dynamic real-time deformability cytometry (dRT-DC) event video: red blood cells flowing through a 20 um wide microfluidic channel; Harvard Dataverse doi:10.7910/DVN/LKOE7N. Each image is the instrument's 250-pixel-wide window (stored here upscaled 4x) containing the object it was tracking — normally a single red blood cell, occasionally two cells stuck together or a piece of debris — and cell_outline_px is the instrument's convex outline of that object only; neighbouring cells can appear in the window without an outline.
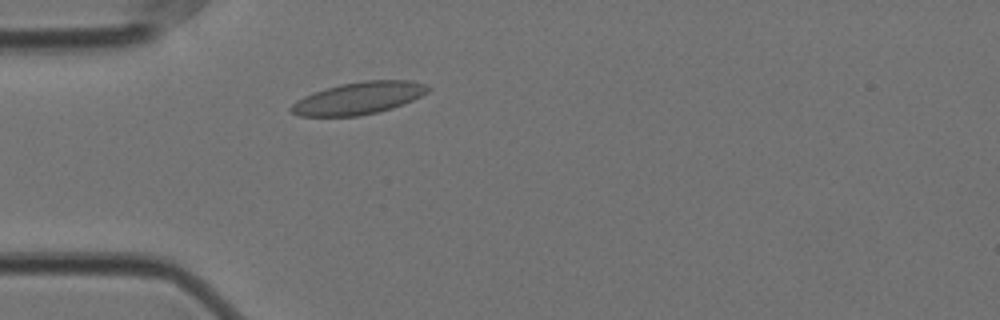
{"species": "Egyptian fruit bat (a non-hibernating species)", "species_latin": "Rousettus aegyptiacus", "temperature_condition": "cold", "stored_images_in_passage": 50, "camera_frame_rate_fps": 3000, "um_per_image_px": 0.085, "animal": {"sex": "female"}, "frame": {"image": 1, "passage_image": 9, "time_ms": 2.667, "image_size_px": [1000, 320], "cell_outline_px": [[432, 88], [428, 92], [412, 100], [392, 108], [360, 116], [300, 116], [292, 112], [288, 108], [296, 100], [312, 92], [324, 88], [340, 84], [364, 80], [412, 80], [424, 84]], "centroid_in_image_um": [30.46, 8.33], "position_along_channel_um": 54.5, "area_um2": 25.78}}
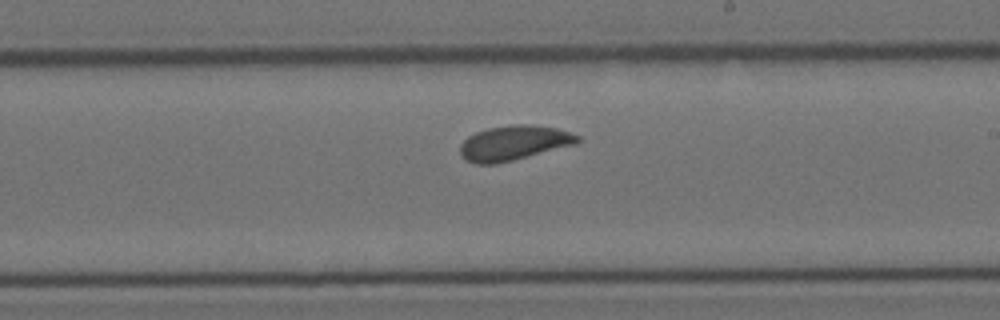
{"frame": {"image": 2, "passage_image": 26, "time_ms": 8.333, "image_size_px": [1000, 320], "cell_outline_px": [[580, 140], [576, 144], [496, 164], [476, 164], [464, 160], [460, 152], [460, 144], [468, 136], [476, 132], [488, 128], [512, 124], [532, 124], [556, 128], [580, 136]], "centroid_in_image_um": [43.65, 12.14], "position_along_channel_um": 245.4, "area_um2": 23.76}}
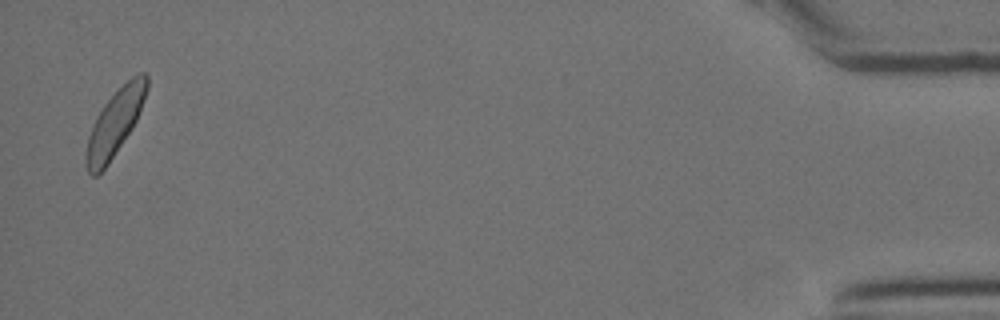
{"frame": {"image": 3, "passage_image": 49, "time_ms": 16.0, "image_size_px": [1000, 320], "cell_outline_px": [[148, 88], [140, 112], [132, 128], [108, 164], [96, 176], [92, 176], [88, 172], [88, 136], [96, 116], [104, 104], [132, 76], [140, 72], [144, 72], [148, 76]], "centroid_in_image_um": [9.82, 10.39], "position_along_channel_um": 425.4, "area_um2": 22.54}, "authors_computed_cell_mechanics": {"area_um2": 23.2645, "velocity_mm_per_s": 3.4964, "shape_relaxation_time_tau1_ms": 4.9419, "shape_relaxation_time_tau2_ms": null, "deformation_change_tau1": 0.1133, "deformation_change_tau2": null}}